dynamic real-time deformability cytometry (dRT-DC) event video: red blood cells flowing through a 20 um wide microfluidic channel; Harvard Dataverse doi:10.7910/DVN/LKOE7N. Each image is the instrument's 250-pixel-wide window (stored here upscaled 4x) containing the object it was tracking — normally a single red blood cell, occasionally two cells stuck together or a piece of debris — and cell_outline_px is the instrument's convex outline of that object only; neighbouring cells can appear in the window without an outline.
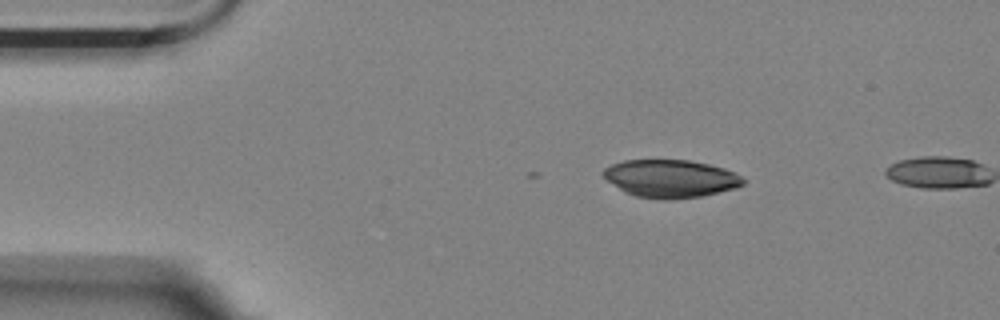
{"species": "Egyptian fruit bat (a non-hibernating species)", "species_latin": "Rousettus aegyptiacus", "temperature_condition": "room temperature", "stored_images_in_passage": 2, "camera_frame_rate_fps": 3000, "um_per_image_px": 0.085, "animal": {"sex": "female"}, "frame": {"image": 1, "passage_image": 2, "time_ms": 0.333, "image_size_px": [1000, 320], "cell_outline_px": [[744, 184], [736, 188], [720, 192], [700, 196], [668, 200], [664, 200], [636, 196], [620, 188], [608, 180], [600, 172], [604, 168], [612, 164], [624, 160], [688, 160], [708, 164], [724, 168], [736, 172], [744, 180]], "centroid_in_image_um": [57.02, 15.17], "position_along_channel_um": 28.0, "area_um2": 30.63}}